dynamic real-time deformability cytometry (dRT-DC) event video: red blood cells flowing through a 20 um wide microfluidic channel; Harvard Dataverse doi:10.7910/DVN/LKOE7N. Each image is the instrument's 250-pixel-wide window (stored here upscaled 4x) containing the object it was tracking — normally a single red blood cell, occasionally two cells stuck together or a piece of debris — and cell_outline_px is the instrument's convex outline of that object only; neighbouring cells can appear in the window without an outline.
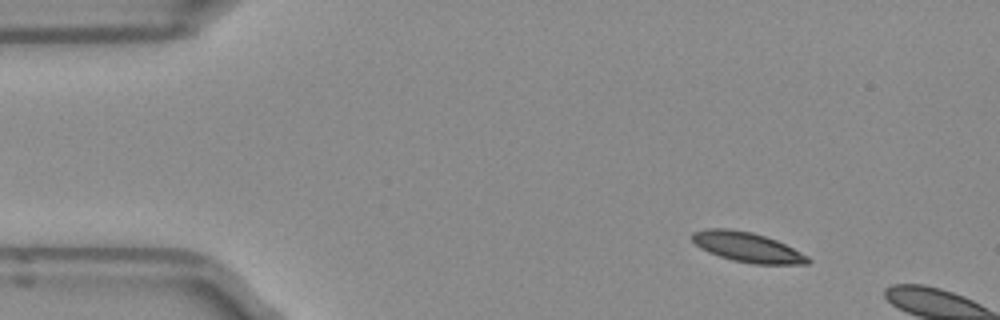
{"species": "Egyptian fruit bat (a non-hibernating species)", "species_latin": "Rousettus aegyptiacus", "temperature_condition": "room temperature", "stored_images_in_passage": 9, "camera_frame_rate_fps": 3000, "um_per_image_px": 0.085, "frame": {"image": 1, "passage_image": 6, "time_ms": 1.667, "image_size_px": [1000, 320], "cell_outline_px": [[812, 260], [808, 264], [752, 264], [732, 260], [708, 252], [700, 248], [692, 240], [692, 232], [708, 228], [724, 228], [752, 232], [776, 240], [808, 256]], "centroid_in_image_um": [63.51, 21.01], "position_along_channel_um": 21.5, "area_um2": 20.0}}